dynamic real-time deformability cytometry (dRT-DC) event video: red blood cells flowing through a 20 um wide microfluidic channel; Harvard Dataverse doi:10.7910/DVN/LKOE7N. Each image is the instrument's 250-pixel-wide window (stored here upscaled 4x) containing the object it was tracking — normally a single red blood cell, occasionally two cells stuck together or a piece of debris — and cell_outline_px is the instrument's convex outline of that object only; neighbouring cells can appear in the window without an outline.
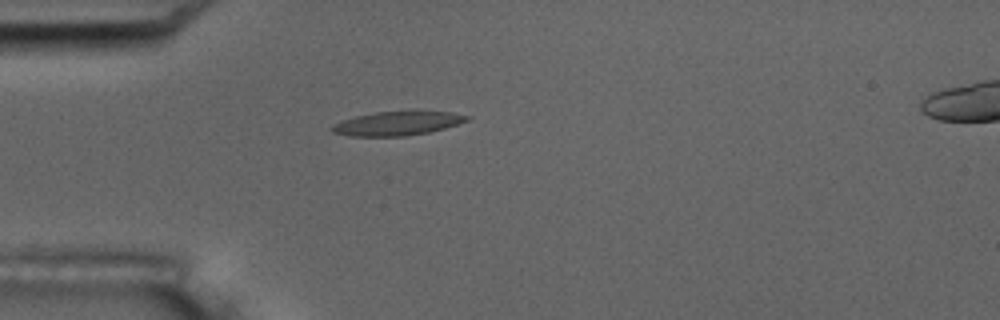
{"species": "common noctule bat (a hibernating species)", "species_latin": "Nyctalus noctula", "temperature_condition": "room temperature", "stored_images_in_passage": 2, "camera_frame_rate_fps": 3000, "um_per_image_px": 0.085, "animal": {"sex": "male", "body_mass_g": 17.5, "forearm_length_mm": 52.3}, "frame": {"image": 1, "passage_image": 1, "time_ms": 0.0, "image_size_px": [1000, 320], "cell_outline_px": [[472, 116], [468, 120], [444, 128], [428, 132], [404, 136], [348, 136], [332, 132], [328, 128], [332, 124], [340, 120], [356, 116], [376, 112], [452, 112]], "centroid_in_image_um": [33.69, 10.5], "position_along_channel_um": 51.3, "area_um2": 18.67}}